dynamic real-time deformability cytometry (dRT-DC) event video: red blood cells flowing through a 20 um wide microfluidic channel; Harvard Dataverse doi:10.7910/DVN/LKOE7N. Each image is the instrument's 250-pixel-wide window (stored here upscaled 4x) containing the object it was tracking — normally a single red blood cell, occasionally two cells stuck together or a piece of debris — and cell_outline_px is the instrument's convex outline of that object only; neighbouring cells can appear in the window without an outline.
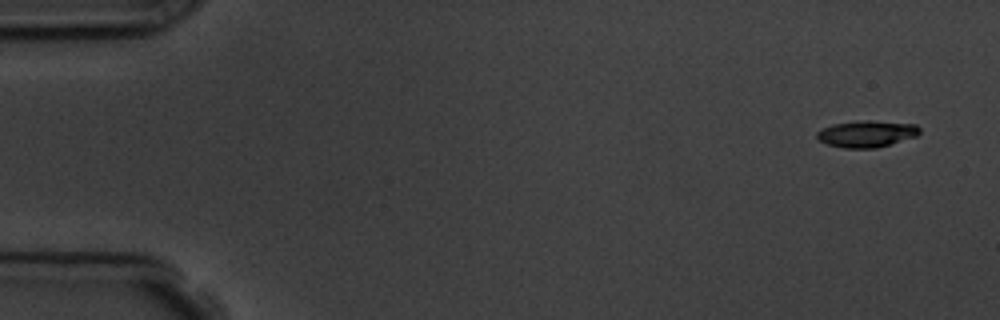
{"species": "common noctule bat (a hibernating species)", "species_latin": "Nyctalus noctula", "temperature_condition": "room temperature", "stored_images_in_passage": 5, "segment_of_instrument_passage": [1, 2], "camera_frame_rate_fps": 3000, "um_per_image_px": 0.085, "animal": {"sex": "male", "body_mass_g": 19.5, "forearm_length_mm": 54.6}, "frame": {"image": 1, "passage_image": 1, "time_ms": 0.0, "image_size_px": [1000, 320], "cell_outline_px": [[920, 132], [916, 136], [876, 148], [844, 148], [828, 144], [820, 140], [816, 136], [816, 132], [832, 124], [864, 120], [872, 120], [916, 124], [920, 128]], "centroid_in_image_um": [73.68, 11.36], "position_along_channel_um": 11.3, "area_um2": 15.84}}
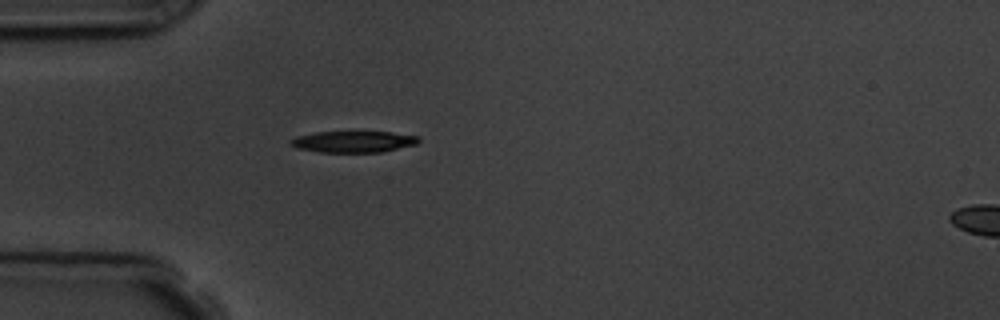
{"frame": {"image": 2, "passage_image": 4, "time_ms": 4.333, "image_size_px": [1000, 320], "cell_outline_px": [[420, 140], [416, 144], [380, 152], [320, 152], [296, 148], [288, 140], [296, 136], [316, 132], [392, 132], [420, 136]], "centroid_in_image_um": [30.03, 12.04], "position_along_channel_um": 55.0, "area_um2": 15.9}}